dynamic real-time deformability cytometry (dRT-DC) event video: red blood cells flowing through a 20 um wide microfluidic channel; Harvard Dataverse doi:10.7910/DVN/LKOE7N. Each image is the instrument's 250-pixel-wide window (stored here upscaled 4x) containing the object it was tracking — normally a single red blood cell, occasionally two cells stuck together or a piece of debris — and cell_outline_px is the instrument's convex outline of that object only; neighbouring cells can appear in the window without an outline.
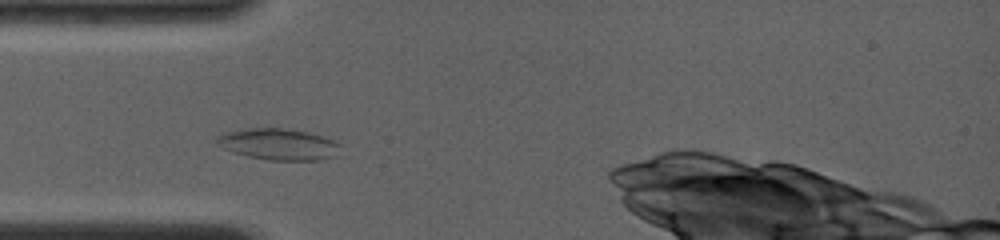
{"species": "common noctule bat (a hibernating species)", "species_latin": "Nyctalus noctula", "temperature_condition": "room temperature", "stored_images_in_passage": 8, "camera_frame_rate_fps": 4000, "um_per_image_px": 0.085, "animal": {"sex": "female", "body_mass_g": 19.0, "forearm_length_mm": 56.7}, "frame": {"image": 1, "passage_image": 4, "time_ms": 2.25, "image_size_px": [1000, 240], "cell_outline_px": [[340, 144], [336, 156], [320, 160], [268, 160], [248, 156], [232, 152], [216, 144], [216, 136], [224, 132], [248, 128], [280, 128], [308, 132], [332, 140]], "centroid_in_image_um": [23.63, 12.26], "position_along_channel_um": 61.4, "area_um2": 22.48}}
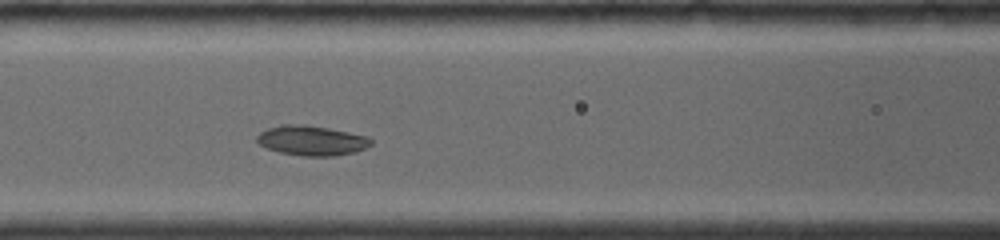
{"frame": {"image": 2, "passage_image": 7, "time_ms": 4.25, "image_size_px": [1000, 240], "cell_outline_px": [[372, 144], [356, 152], [332, 156], [304, 156], [280, 152], [268, 148], [260, 144], [256, 140], [256, 136], [260, 132], [268, 128], [280, 124], [304, 124], [328, 128], [368, 136], [372, 140]], "centroid_in_image_um": [26.49, 11.94], "position_along_channel_um": 140.1, "area_um2": 19.83}}